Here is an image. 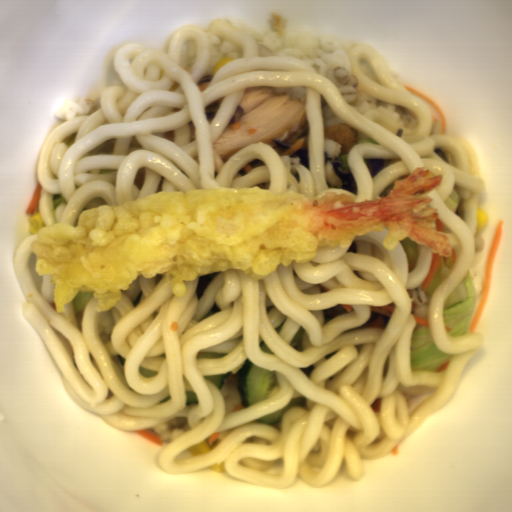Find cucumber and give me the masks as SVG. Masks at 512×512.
<instances>
[{"label":"cucumber","instance_id":"586b57bf","mask_svg":"<svg viewBox=\"0 0 512 512\" xmlns=\"http://www.w3.org/2000/svg\"><path fill=\"white\" fill-rule=\"evenodd\" d=\"M217 390L221 388L225 381V375H217V376H204Z\"/></svg>","mask_w":512,"mask_h":512},{"label":"cucumber","instance_id":"8b760119","mask_svg":"<svg viewBox=\"0 0 512 512\" xmlns=\"http://www.w3.org/2000/svg\"><path fill=\"white\" fill-rule=\"evenodd\" d=\"M277 381L275 370L254 365L247 358L237 375V390L243 407L267 398Z\"/></svg>","mask_w":512,"mask_h":512}]
</instances>
